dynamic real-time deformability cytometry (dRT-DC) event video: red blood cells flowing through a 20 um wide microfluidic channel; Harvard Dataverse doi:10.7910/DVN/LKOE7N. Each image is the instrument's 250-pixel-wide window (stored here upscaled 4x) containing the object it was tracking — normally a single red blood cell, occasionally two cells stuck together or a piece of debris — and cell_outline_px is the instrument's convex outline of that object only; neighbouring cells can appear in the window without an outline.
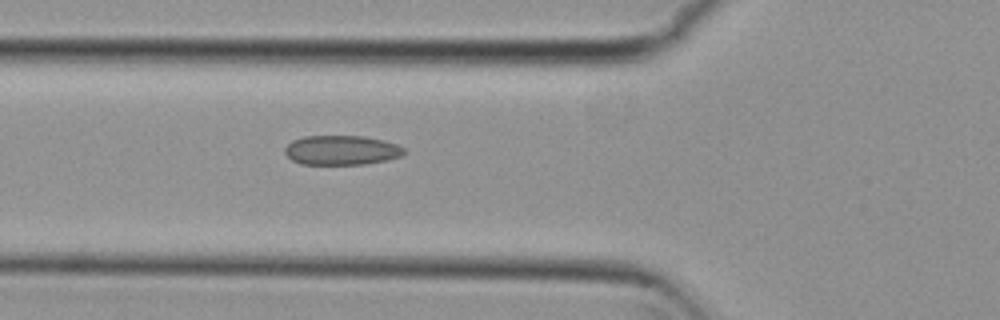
{"species": "common noctule bat (a hibernating species)", "species_latin": "Nyctalus noctula", "temperature_condition": "cold", "stored_images_in_passage": 4, "camera_frame_rate_fps": 3000, "um_per_image_px": 0.085, "animal": {"sex": "female", "body_mass_g": 29.2, "forearm_length_mm": 56.3}, "frame": {"image": 1, "passage_image": 4, "time_ms": 1.0, "image_size_px": [1000, 320], "cell_outline_px": [[404, 152], [400, 156], [388, 160], [364, 164], [300, 164], [292, 160], [284, 152], [284, 148], [292, 140], [304, 136], [364, 136], [384, 140], [396, 144], [404, 148]], "centroid_in_image_um": [29.01, 12.76], "position_along_channel_um": 96.8, "area_um2": 20.52}}